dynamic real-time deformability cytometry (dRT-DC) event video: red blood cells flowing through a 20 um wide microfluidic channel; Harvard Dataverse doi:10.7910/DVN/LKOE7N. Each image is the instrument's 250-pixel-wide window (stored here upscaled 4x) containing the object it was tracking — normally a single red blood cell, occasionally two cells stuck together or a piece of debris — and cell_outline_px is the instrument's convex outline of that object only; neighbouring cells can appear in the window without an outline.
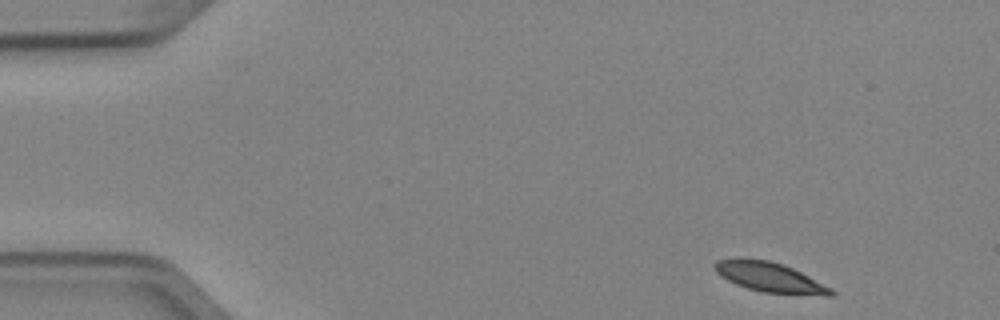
{"species": "Egyptian fruit bat (a non-hibernating species)", "species_latin": "Rousettus aegyptiacus", "temperature_condition": "cold", "stored_images_in_passage": 5, "camera_frame_rate_fps": 3000, "um_per_image_px": 0.085, "animal": {"sex": "female"}, "frame": {"image": 1, "passage_image": 1, "time_ms": 0.0, "image_size_px": [1000, 320], "cell_outline_px": [[836, 296], [824, 296], [764, 292], [748, 288], [736, 284], [728, 280], [716, 272], [716, 260], [740, 256], [768, 260], [784, 264], [832, 288], [836, 292]], "centroid_in_image_um": [65.46, 23.55], "position_along_channel_um": 19.5, "area_um2": 20.35}}
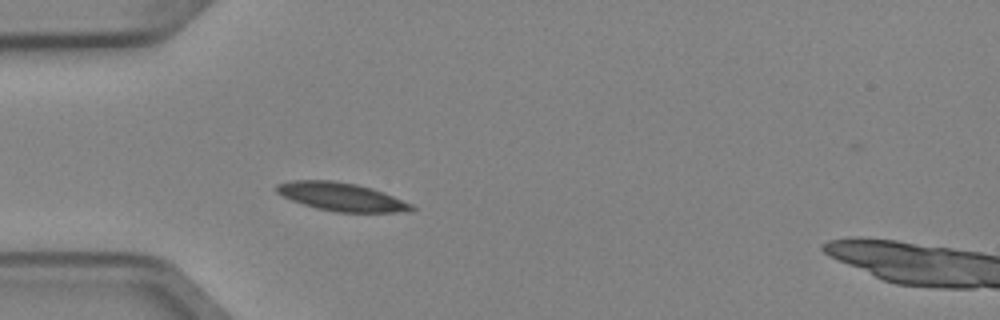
{"frame": {"image": 2, "passage_image": 4, "time_ms": 1.0, "image_size_px": [1000, 320], "cell_outline_px": [[416, 208], [412, 212], [336, 212], [316, 208], [292, 200], [276, 192], [276, 184], [292, 180], [336, 180], [356, 184], [372, 188], [412, 204]], "centroid_in_image_um": [29.03, 16.72], "position_along_channel_um": 56.0, "area_um2": 22.2}}